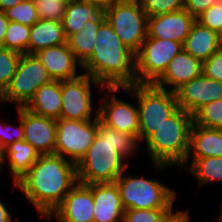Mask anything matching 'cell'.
I'll return each instance as SVG.
<instances>
[{
    "label": "cell",
    "instance_id": "cell-1",
    "mask_svg": "<svg viewBox=\"0 0 222 222\" xmlns=\"http://www.w3.org/2000/svg\"><path fill=\"white\" fill-rule=\"evenodd\" d=\"M139 144L135 135L115 130L97 117V135L76 164L77 182L114 183L128 167L127 158L136 153Z\"/></svg>",
    "mask_w": 222,
    "mask_h": 222
},
{
    "label": "cell",
    "instance_id": "cell-2",
    "mask_svg": "<svg viewBox=\"0 0 222 222\" xmlns=\"http://www.w3.org/2000/svg\"><path fill=\"white\" fill-rule=\"evenodd\" d=\"M77 183L76 164L60 155H39L30 170L14 186L48 218Z\"/></svg>",
    "mask_w": 222,
    "mask_h": 222
},
{
    "label": "cell",
    "instance_id": "cell-3",
    "mask_svg": "<svg viewBox=\"0 0 222 222\" xmlns=\"http://www.w3.org/2000/svg\"><path fill=\"white\" fill-rule=\"evenodd\" d=\"M84 74L104 87H127L136 84L135 53L105 21L100 25L93 54L81 66Z\"/></svg>",
    "mask_w": 222,
    "mask_h": 222
},
{
    "label": "cell",
    "instance_id": "cell-4",
    "mask_svg": "<svg viewBox=\"0 0 222 222\" xmlns=\"http://www.w3.org/2000/svg\"><path fill=\"white\" fill-rule=\"evenodd\" d=\"M193 116L181 108L170 115L144 142L153 167H181L188 156Z\"/></svg>",
    "mask_w": 222,
    "mask_h": 222
},
{
    "label": "cell",
    "instance_id": "cell-5",
    "mask_svg": "<svg viewBox=\"0 0 222 222\" xmlns=\"http://www.w3.org/2000/svg\"><path fill=\"white\" fill-rule=\"evenodd\" d=\"M130 97L137 98L139 110V142H144L177 109L175 92L153 84H133L122 87Z\"/></svg>",
    "mask_w": 222,
    "mask_h": 222
},
{
    "label": "cell",
    "instance_id": "cell-6",
    "mask_svg": "<svg viewBox=\"0 0 222 222\" xmlns=\"http://www.w3.org/2000/svg\"><path fill=\"white\" fill-rule=\"evenodd\" d=\"M126 170L115 181L124 209H173L174 190L159 180L126 177Z\"/></svg>",
    "mask_w": 222,
    "mask_h": 222
},
{
    "label": "cell",
    "instance_id": "cell-7",
    "mask_svg": "<svg viewBox=\"0 0 222 222\" xmlns=\"http://www.w3.org/2000/svg\"><path fill=\"white\" fill-rule=\"evenodd\" d=\"M106 8V21L136 54L148 37V15L139 0H113Z\"/></svg>",
    "mask_w": 222,
    "mask_h": 222
},
{
    "label": "cell",
    "instance_id": "cell-8",
    "mask_svg": "<svg viewBox=\"0 0 222 222\" xmlns=\"http://www.w3.org/2000/svg\"><path fill=\"white\" fill-rule=\"evenodd\" d=\"M51 81L46 68L35 54H21L11 83L0 95V102H11L17 108L25 107L36 91Z\"/></svg>",
    "mask_w": 222,
    "mask_h": 222
},
{
    "label": "cell",
    "instance_id": "cell-9",
    "mask_svg": "<svg viewBox=\"0 0 222 222\" xmlns=\"http://www.w3.org/2000/svg\"><path fill=\"white\" fill-rule=\"evenodd\" d=\"M182 50L177 41L147 37L135 54L136 83L153 84Z\"/></svg>",
    "mask_w": 222,
    "mask_h": 222
},
{
    "label": "cell",
    "instance_id": "cell-10",
    "mask_svg": "<svg viewBox=\"0 0 222 222\" xmlns=\"http://www.w3.org/2000/svg\"><path fill=\"white\" fill-rule=\"evenodd\" d=\"M96 111L93 120L56 119L54 154L75 164L80 161L97 135L98 108Z\"/></svg>",
    "mask_w": 222,
    "mask_h": 222
},
{
    "label": "cell",
    "instance_id": "cell-11",
    "mask_svg": "<svg viewBox=\"0 0 222 222\" xmlns=\"http://www.w3.org/2000/svg\"><path fill=\"white\" fill-rule=\"evenodd\" d=\"M91 84L104 92L106 87L89 75L81 73L75 79L61 81V112L60 118L72 120H92Z\"/></svg>",
    "mask_w": 222,
    "mask_h": 222
},
{
    "label": "cell",
    "instance_id": "cell-12",
    "mask_svg": "<svg viewBox=\"0 0 222 222\" xmlns=\"http://www.w3.org/2000/svg\"><path fill=\"white\" fill-rule=\"evenodd\" d=\"M107 93L101 99L98 108L99 119L107 126L122 133L135 135L139 139V110L136 107L117 97L122 87H106ZM112 93V94H111Z\"/></svg>",
    "mask_w": 222,
    "mask_h": 222
},
{
    "label": "cell",
    "instance_id": "cell-13",
    "mask_svg": "<svg viewBox=\"0 0 222 222\" xmlns=\"http://www.w3.org/2000/svg\"><path fill=\"white\" fill-rule=\"evenodd\" d=\"M178 108L192 116L204 105L222 99V82L201 74L175 91Z\"/></svg>",
    "mask_w": 222,
    "mask_h": 222
},
{
    "label": "cell",
    "instance_id": "cell-14",
    "mask_svg": "<svg viewBox=\"0 0 222 222\" xmlns=\"http://www.w3.org/2000/svg\"><path fill=\"white\" fill-rule=\"evenodd\" d=\"M53 217L57 222H93L94 199L91 184L77 182L48 220H53Z\"/></svg>",
    "mask_w": 222,
    "mask_h": 222
},
{
    "label": "cell",
    "instance_id": "cell-15",
    "mask_svg": "<svg viewBox=\"0 0 222 222\" xmlns=\"http://www.w3.org/2000/svg\"><path fill=\"white\" fill-rule=\"evenodd\" d=\"M24 141L40 154H54L56 119L34 114L22 107Z\"/></svg>",
    "mask_w": 222,
    "mask_h": 222
},
{
    "label": "cell",
    "instance_id": "cell-16",
    "mask_svg": "<svg viewBox=\"0 0 222 222\" xmlns=\"http://www.w3.org/2000/svg\"><path fill=\"white\" fill-rule=\"evenodd\" d=\"M196 19L185 9L148 17L150 38L168 39L184 43Z\"/></svg>",
    "mask_w": 222,
    "mask_h": 222
},
{
    "label": "cell",
    "instance_id": "cell-17",
    "mask_svg": "<svg viewBox=\"0 0 222 222\" xmlns=\"http://www.w3.org/2000/svg\"><path fill=\"white\" fill-rule=\"evenodd\" d=\"M202 71L203 63L182 50L168 63L165 72L153 85L164 90L175 92L183 84L200 76ZM167 86H169V89Z\"/></svg>",
    "mask_w": 222,
    "mask_h": 222
},
{
    "label": "cell",
    "instance_id": "cell-18",
    "mask_svg": "<svg viewBox=\"0 0 222 222\" xmlns=\"http://www.w3.org/2000/svg\"><path fill=\"white\" fill-rule=\"evenodd\" d=\"M35 55L54 81L75 79L81 75H77V66L81 68L82 65L77 61L67 43L48 47L36 52Z\"/></svg>",
    "mask_w": 222,
    "mask_h": 222
},
{
    "label": "cell",
    "instance_id": "cell-19",
    "mask_svg": "<svg viewBox=\"0 0 222 222\" xmlns=\"http://www.w3.org/2000/svg\"><path fill=\"white\" fill-rule=\"evenodd\" d=\"M94 199L93 222H122L124 207L116 183L91 184Z\"/></svg>",
    "mask_w": 222,
    "mask_h": 222
},
{
    "label": "cell",
    "instance_id": "cell-20",
    "mask_svg": "<svg viewBox=\"0 0 222 222\" xmlns=\"http://www.w3.org/2000/svg\"><path fill=\"white\" fill-rule=\"evenodd\" d=\"M107 8L84 2L82 0H69L66 12L62 18V27L65 37L79 32L83 25L91 21L94 24H103L106 21Z\"/></svg>",
    "mask_w": 222,
    "mask_h": 222
},
{
    "label": "cell",
    "instance_id": "cell-21",
    "mask_svg": "<svg viewBox=\"0 0 222 222\" xmlns=\"http://www.w3.org/2000/svg\"><path fill=\"white\" fill-rule=\"evenodd\" d=\"M222 47V36L197 20L183 43V50L199 59L202 63Z\"/></svg>",
    "mask_w": 222,
    "mask_h": 222
},
{
    "label": "cell",
    "instance_id": "cell-22",
    "mask_svg": "<svg viewBox=\"0 0 222 222\" xmlns=\"http://www.w3.org/2000/svg\"><path fill=\"white\" fill-rule=\"evenodd\" d=\"M222 157V130L193 122L187 158Z\"/></svg>",
    "mask_w": 222,
    "mask_h": 222
},
{
    "label": "cell",
    "instance_id": "cell-23",
    "mask_svg": "<svg viewBox=\"0 0 222 222\" xmlns=\"http://www.w3.org/2000/svg\"><path fill=\"white\" fill-rule=\"evenodd\" d=\"M61 105V81L52 80L42 85L24 108L40 116L59 119Z\"/></svg>",
    "mask_w": 222,
    "mask_h": 222
},
{
    "label": "cell",
    "instance_id": "cell-24",
    "mask_svg": "<svg viewBox=\"0 0 222 222\" xmlns=\"http://www.w3.org/2000/svg\"><path fill=\"white\" fill-rule=\"evenodd\" d=\"M67 43L61 21L39 19L31 26L27 54Z\"/></svg>",
    "mask_w": 222,
    "mask_h": 222
},
{
    "label": "cell",
    "instance_id": "cell-25",
    "mask_svg": "<svg viewBox=\"0 0 222 222\" xmlns=\"http://www.w3.org/2000/svg\"><path fill=\"white\" fill-rule=\"evenodd\" d=\"M39 153L24 140L13 142L3 151V160L10 167L13 185L21 179L37 161Z\"/></svg>",
    "mask_w": 222,
    "mask_h": 222
},
{
    "label": "cell",
    "instance_id": "cell-26",
    "mask_svg": "<svg viewBox=\"0 0 222 222\" xmlns=\"http://www.w3.org/2000/svg\"><path fill=\"white\" fill-rule=\"evenodd\" d=\"M184 167H187L186 170L196 177L199 187L209 183L222 182V157L187 158L179 168L184 169Z\"/></svg>",
    "mask_w": 222,
    "mask_h": 222
},
{
    "label": "cell",
    "instance_id": "cell-27",
    "mask_svg": "<svg viewBox=\"0 0 222 222\" xmlns=\"http://www.w3.org/2000/svg\"><path fill=\"white\" fill-rule=\"evenodd\" d=\"M102 24L86 22L82 29L67 38L69 49L74 53L77 61L83 65L93 54L95 38Z\"/></svg>",
    "mask_w": 222,
    "mask_h": 222
},
{
    "label": "cell",
    "instance_id": "cell-28",
    "mask_svg": "<svg viewBox=\"0 0 222 222\" xmlns=\"http://www.w3.org/2000/svg\"><path fill=\"white\" fill-rule=\"evenodd\" d=\"M30 33L31 27L9 21L3 40V47L21 54L27 53Z\"/></svg>",
    "mask_w": 222,
    "mask_h": 222
},
{
    "label": "cell",
    "instance_id": "cell-29",
    "mask_svg": "<svg viewBox=\"0 0 222 222\" xmlns=\"http://www.w3.org/2000/svg\"><path fill=\"white\" fill-rule=\"evenodd\" d=\"M193 122L199 126L222 130V99L212 101L193 115Z\"/></svg>",
    "mask_w": 222,
    "mask_h": 222
},
{
    "label": "cell",
    "instance_id": "cell-30",
    "mask_svg": "<svg viewBox=\"0 0 222 222\" xmlns=\"http://www.w3.org/2000/svg\"><path fill=\"white\" fill-rule=\"evenodd\" d=\"M21 53L0 47V95L11 83Z\"/></svg>",
    "mask_w": 222,
    "mask_h": 222
},
{
    "label": "cell",
    "instance_id": "cell-31",
    "mask_svg": "<svg viewBox=\"0 0 222 222\" xmlns=\"http://www.w3.org/2000/svg\"><path fill=\"white\" fill-rule=\"evenodd\" d=\"M9 21L31 27L39 20L36 4L33 0H25L4 11Z\"/></svg>",
    "mask_w": 222,
    "mask_h": 222
},
{
    "label": "cell",
    "instance_id": "cell-32",
    "mask_svg": "<svg viewBox=\"0 0 222 222\" xmlns=\"http://www.w3.org/2000/svg\"><path fill=\"white\" fill-rule=\"evenodd\" d=\"M69 0H37L35 1L39 19L62 21Z\"/></svg>",
    "mask_w": 222,
    "mask_h": 222
},
{
    "label": "cell",
    "instance_id": "cell-33",
    "mask_svg": "<svg viewBox=\"0 0 222 222\" xmlns=\"http://www.w3.org/2000/svg\"><path fill=\"white\" fill-rule=\"evenodd\" d=\"M148 17L175 12L184 8V0H139Z\"/></svg>",
    "mask_w": 222,
    "mask_h": 222
},
{
    "label": "cell",
    "instance_id": "cell-34",
    "mask_svg": "<svg viewBox=\"0 0 222 222\" xmlns=\"http://www.w3.org/2000/svg\"><path fill=\"white\" fill-rule=\"evenodd\" d=\"M17 116L19 117V126H13L5 123L0 118V148L4 151L13 142L24 140L22 107L17 108Z\"/></svg>",
    "mask_w": 222,
    "mask_h": 222
},
{
    "label": "cell",
    "instance_id": "cell-35",
    "mask_svg": "<svg viewBox=\"0 0 222 222\" xmlns=\"http://www.w3.org/2000/svg\"><path fill=\"white\" fill-rule=\"evenodd\" d=\"M172 209H125L122 222H160Z\"/></svg>",
    "mask_w": 222,
    "mask_h": 222
},
{
    "label": "cell",
    "instance_id": "cell-36",
    "mask_svg": "<svg viewBox=\"0 0 222 222\" xmlns=\"http://www.w3.org/2000/svg\"><path fill=\"white\" fill-rule=\"evenodd\" d=\"M196 20L222 36V1L218 0L199 15Z\"/></svg>",
    "mask_w": 222,
    "mask_h": 222
},
{
    "label": "cell",
    "instance_id": "cell-37",
    "mask_svg": "<svg viewBox=\"0 0 222 222\" xmlns=\"http://www.w3.org/2000/svg\"><path fill=\"white\" fill-rule=\"evenodd\" d=\"M207 78L222 82V47L203 62V71Z\"/></svg>",
    "mask_w": 222,
    "mask_h": 222
},
{
    "label": "cell",
    "instance_id": "cell-38",
    "mask_svg": "<svg viewBox=\"0 0 222 222\" xmlns=\"http://www.w3.org/2000/svg\"><path fill=\"white\" fill-rule=\"evenodd\" d=\"M218 0H184V8L196 19Z\"/></svg>",
    "mask_w": 222,
    "mask_h": 222
},
{
    "label": "cell",
    "instance_id": "cell-39",
    "mask_svg": "<svg viewBox=\"0 0 222 222\" xmlns=\"http://www.w3.org/2000/svg\"><path fill=\"white\" fill-rule=\"evenodd\" d=\"M189 215L186 210H176L174 212L172 209L160 222H190Z\"/></svg>",
    "mask_w": 222,
    "mask_h": 222
},
{
    "label": "cell",
    "instance_id": "cell-40",
    "mask_svg": "<svg viewBox=\"0 0 222 222\" xmlns=\"http://www.w3.org/2000/svg\"><path fill=\"white\" fill-rule=\"evenodd\" d=\"M9 20L6 18L5 13L0 11V47H3V40L8 26Z\"/></svg>",
    "mask_w": 222,
    "mask_h": 222
},
{
    "label": "cell",
    "instance_id": "cell-41",
    "mask_svg": "<svg viewBox=\"0 0 222 222\" xmlns=\"http://www.w3.org/2000/svg\"><path fill=\"white\" fill-rule=\"evenodd\" d=\"M12 214L0 200V222H12Z\"/></svg>",
    "mask_w": 222,
    "mask_h": 222
},
{
    "label": "cell",
    "instance_id": "cell-42",
    "mask_svg": "<svg viewBox=\"0 0 222 222\" xmlns=\"http://www.w3.org/2000/svg\"><path fill=\"white\" fill-rule=\"evenodd\" d=\"M25 0H0V11H5L14 7L16 4L22 3Z\"/></svg>",
    "mask_w": 222,
    "mask_h": 222
},
{
    "label": "cell",
    "instance_id": "cell-43",
    "mask_svg": "<svg viewBox=\"0 0 222 222\" xmlns=\"http://www.w3.org/2000/svg\"><path fill=\"white\" fill-rule=\"evenodd\" d=\"M91 4H96L106 8L113 0H82Z\"/></svg>",
    "mask_w": 222,
    "mask_h": 222
},
{
    "label": "cell",
    "instance_id": "cell-44",
    "mask_svg": "<svg viewBox=\"0 0 222 222\" xmlns=\"http://www.w3.org/2000/svg\"><path fill=\"white\" fill-rule=\"evenodd\" d=\"M3 163V150L0 148V169H2Z\"/></svg>",
    "mask_w": 222,
    "mask_h": 222
},
{
    "label": "cell",
    "instance_id": "cell-45",
    "mask_svg": "<svg viewBox=\"0 0 222 222\" xmlns=\"http://www.w3.org/2000/svg\"><path fill=\"white\" fill-rule=\"evenodd\" d=\"M220 216H219V218H221L222 219V207H221V211H220Z\"/></svg>",
    "mask_w": 222,
    "mask_h": 222
}]
</instances>
